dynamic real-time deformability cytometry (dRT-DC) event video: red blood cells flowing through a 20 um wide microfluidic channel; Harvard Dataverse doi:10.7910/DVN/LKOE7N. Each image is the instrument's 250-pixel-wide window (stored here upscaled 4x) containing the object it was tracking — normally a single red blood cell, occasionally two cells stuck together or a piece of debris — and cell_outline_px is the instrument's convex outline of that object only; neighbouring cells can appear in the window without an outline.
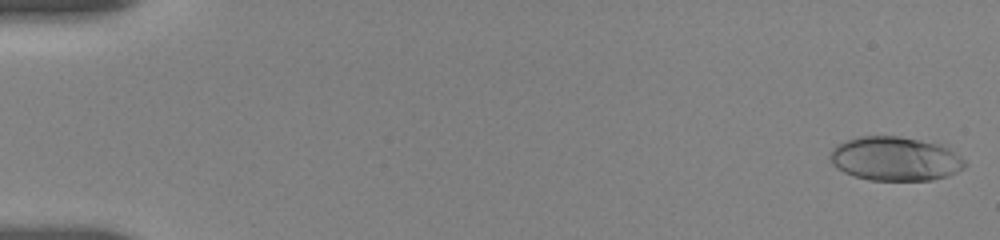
{"species": "human", "species_latin": "Homo sapiens", "temperature_condition": "room temperature", "stored_images_in_passage": 16, "camera_frame_rate_fps": 3000, "um_per_image_px": 0.085, "donor": {"sex": "female"}, "frame": {"image": 1, "passage_image": 1, "time_ms": 0.0, "image_size_px": [1000, 240], "cell_outline_px": [[968, 164], [964, 168], [948, 176], [932, 180], [868, 180], [844, 172], [836, 168], [832, 164], [828, 156], [832, 148], [836, 144], [844, 140], [860, 136], [900, 136], [940, 144], [948, 148], [964, 160]], "centroid_in_image_um": [76.05, 13.49], "position_along_channel_um": 8.9, "area_um2": 34.8}}
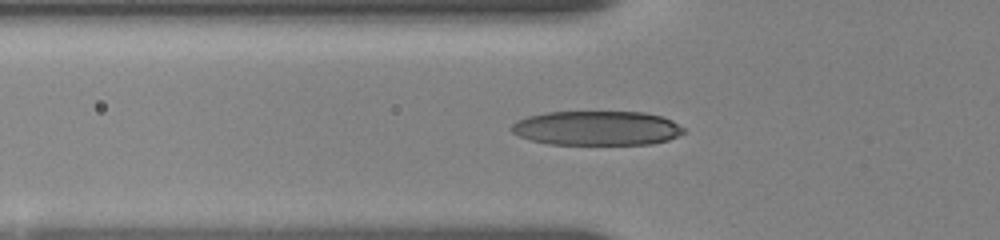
{"frame": {"image": 2, "passage_image": 12, "time_ms": 6.0, "image_size_px": [1000, 240], "cell_outline_px": [[684, 132], [668, 140], [652, 144], [548, 144], [532, 140], [520, 136], [512, 132], [508, 128], [516, 120], [528, 116], [548, 112], [644, 112], [660, 116], [672, 120], [684, 128]], "centroid_in_image_um": [50.71, 10.89], "position_along_channel_um": 75.1, "area_um2": 34.51}}
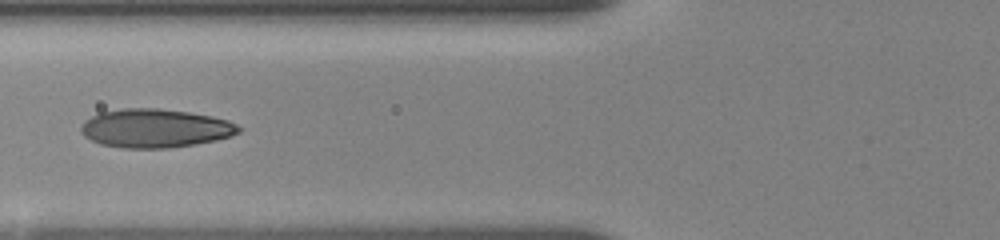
{"frame": {"image": 3, "passage_image": 14, "time_ms": 7.0, "image_size_px": [1000, 240], "cell_outline_px": [[244, 128], [240, 132], [232, 136], [216, 140], [168, 148], [124, 148], [100, 144], [84, 136], [80, 132], [80, 128], [84, 120], [100, 112], [124, 108], [156, 108], [188, 112], [212, 116], [228, 120]], "centroid_in_image_um": [13.19, 10.9], "position_along_channel_um": 112.6, "area_um2": 35.6}}